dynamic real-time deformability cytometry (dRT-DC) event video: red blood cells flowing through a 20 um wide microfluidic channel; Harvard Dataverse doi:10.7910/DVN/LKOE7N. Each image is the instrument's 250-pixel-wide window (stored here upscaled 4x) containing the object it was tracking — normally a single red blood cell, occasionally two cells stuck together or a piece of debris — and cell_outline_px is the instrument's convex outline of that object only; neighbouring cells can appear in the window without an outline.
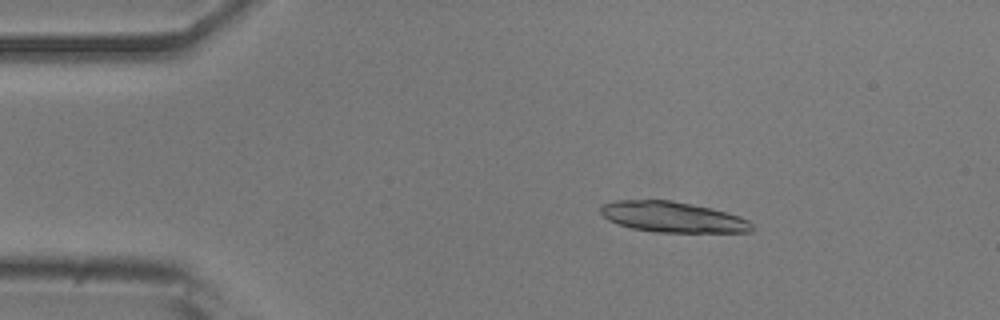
{"species": "common noctule bat (a hibernating species)", "species_latin": "Nyctalus noctula", "temperature_condition": "room temperature", "stored_images_in_passage": 17, "camera_frame_rate_fps": 3000, "um_per_image_px": 0.085, "animal": {"sex": "male", "body_mass_g": 20.5, "forearm_length_mm": 52.5}, "frame": {"image": 1, "passage_image": 8, "time_ms": 2.333, "image_size_px": [1000, 320], "cell_outline_px": [[752, 228], [748, 232], [652, 232], [632, 228], [608, 220], [600, 212], [600, 204], [616, 200], [672, 200], [712, 208], [740, 216], [748, 220], [752, 224]], "centroid_in_image_um": [57.15, 18.44], "position_along_channel_um": 27.9, "area_um2": 26.99}}